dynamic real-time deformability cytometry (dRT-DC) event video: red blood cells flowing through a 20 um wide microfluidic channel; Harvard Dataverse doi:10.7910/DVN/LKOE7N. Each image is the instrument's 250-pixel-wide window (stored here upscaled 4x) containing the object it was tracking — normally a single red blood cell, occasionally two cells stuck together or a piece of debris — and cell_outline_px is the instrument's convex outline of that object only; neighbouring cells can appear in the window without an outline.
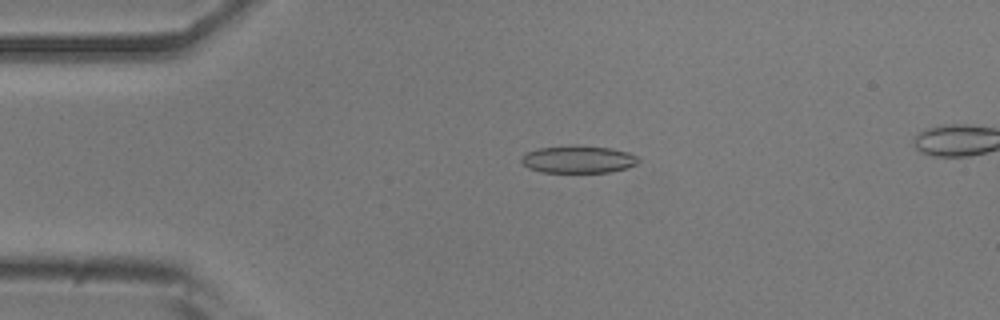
{"species": "common noctule bat (a hibernating species)", "species_latin": "Nyctalus noctula", "temperature_condition": "room temperature", "stored_images_in_passage": 43, "camera_frame_rate_fps": 3000, "um_per_image_px": 0.085, "animal": {"sex": "male", "body_mass_g": 20.5, "forearm_length_mm": 52.5}, "frame": {"image": 1, "passage_image": 2, "time_ms": 0.333, "image_size_px": [1000, 320], "cell_outline_px": [[640, 160], [636, 164], [628, 168], [608, 172], [540, 172], [528, 168], [520, 160], [528, 152], [540, 148], [576, 144], [608, 148], [628, 152], [636, 156]], "centroid_in_image_um": [49.16, 13.54], "position_along_channel_um": 35.8, "area_um2": 18.67}}
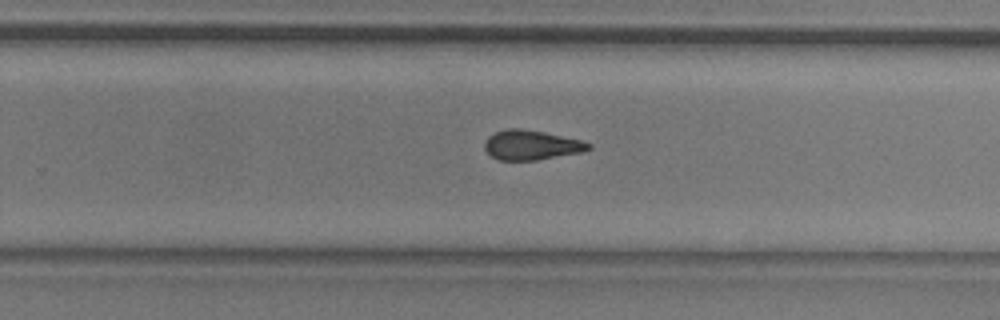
{"frame": {"image": 2, "passage_image": 24, "time_ms": 7.667, "image_size_px": [1000, 320], "cell_outline_px": [[592, 148], [580, 152], [536, 160], [496, 160], [484, 148], [484, 140], [488, 136], [496, 132], [508, 128], [520, 128], [544, 132], [580, 140], [592, 144]], "centroid_in_image_um": [45.13, 12.32], "position_along_channel_um": 284.7, "area_um2": 17.86}}
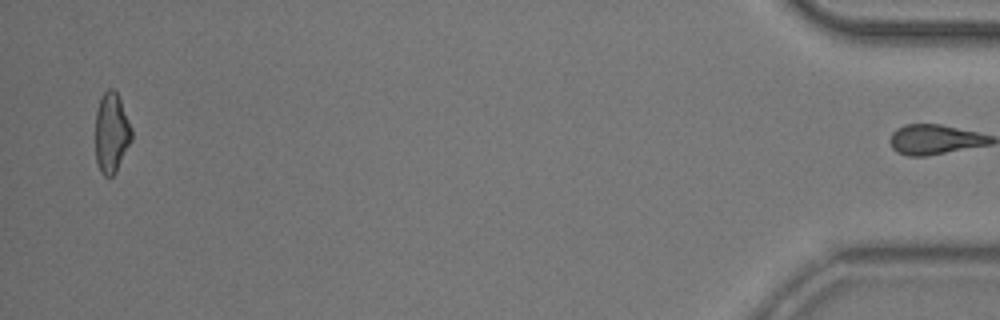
{"frame": {"image": 3, "passage_image": 42, "time_ms": 13.667, "image_size_px": [1000, 320], "cell_outline_px": [[132, 140], [116, 172], [112, 176], [104, 176], [100, 172], [96, 160], [96, 112], [100, 100], [104, 92], [108, 88], [112, 88], [116, 92], [120, 100], [132, 128]], "centroid_in_image_um": [9.48, 11.31], "position_along_channel_um": 425.7, "area_um2": 16.82}, "authors_computed_cell_mechanics": {"area_um2": 18.0914, "velocity_mm_per_s": 3.8313, "shape_relaxation_time_tau1_ms": null, "shape_relaxation_time_tau2_ms": 1.3771, "deformation_change_tau1": null, "deformation_change_tau2": 0.0854}}